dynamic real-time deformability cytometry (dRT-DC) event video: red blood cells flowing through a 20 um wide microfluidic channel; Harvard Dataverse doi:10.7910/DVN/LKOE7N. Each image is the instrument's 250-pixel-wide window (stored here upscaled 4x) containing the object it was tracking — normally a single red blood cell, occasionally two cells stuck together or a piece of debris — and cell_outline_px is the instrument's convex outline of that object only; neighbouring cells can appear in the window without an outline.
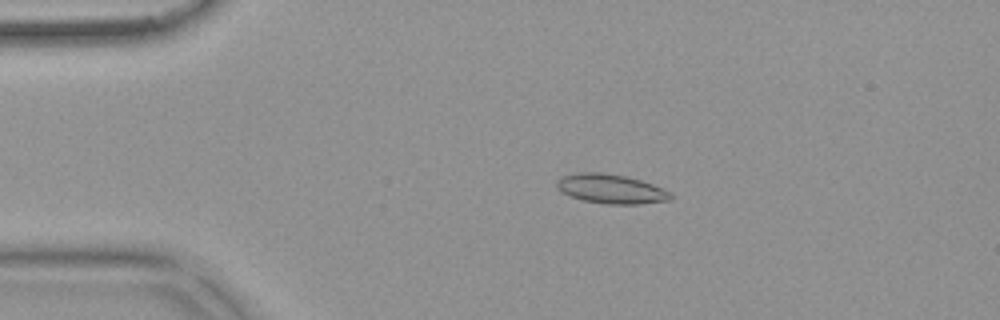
{"species": "common noctule bat (a hibernating species)", "species_latin": "Nyctalus noctula", "temperature_condition": "warm", "stored_images_in_passage": 54, "camera_frame_rate_fps": 3000, "um_per_image_px": 0.085, "animal": {"sex": "female", "body_mass_g": 18.4}, "frame": {"image": 1, "passage_image": 11, "time_ms": 3.333, "image_size_px": [1000, 320], "cell_outline_px": [[672, 200], [640, 204], [608, 204], [584, 200], [572, 196], [564, 192], [556, 184], [556, 180], [560, 176], [576, 172], [600, 172], [624, 176], [640, 180], [652, 184], [672, 192]], "centroid_in_image_um": [51.96, 16.05], "position_along_channel_um": 33.0, "area_um2": 19.36}}
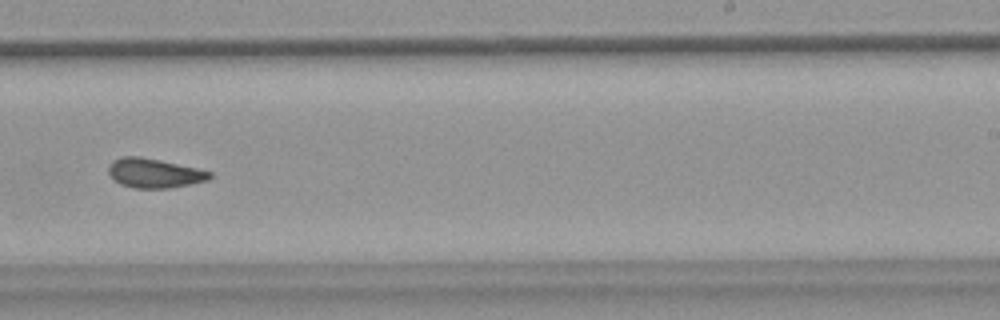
{"frame": {"image": 2, "passage_image": 34, "time_ms": 11.0, "image_size_px": [1000, 320], "cell_outline_px": [[212, 176], [208, 180], [192, 184], [168, 188], [132, 188], [120, 184], [108, 172], [108, 164], [112, 160], [120, 156], [140, 156], [160, 160], [196, 168], [212, 172]], "centroid_in_image_um": [13.09, 14.71], "position_along_channel_um": 275.9, "area_um2": 17.4}}
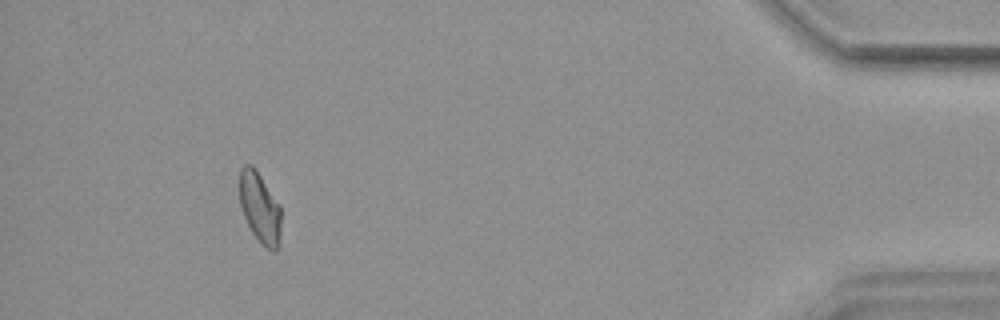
{"frame": {"image": 3, "passage_image": 50, "time_ms": 16.333, "image_size_px": [1000, 320], "cell_outline_px": [[280, 244], [276, 252], [272, 252], [260, 244], [252, 232], [244, 216], [240, 204], [240, 168], [244, 164], [252, 164], [256, 168], [280, 204]], "centroid_in_image_um": [22.1, 17.67], "position_along_channel_um": 413.1, "area_um2": 17.4}, "authors_computed_cell_mechanics": {"area_um2": 17.5712, "velocity_mm_per_s": 3.7426, "shape_relaxation_time_tau1_ms": null, "shape_relaxation_time_tau2_ms": 3.8381, "deformation_change_tau1": null, "deformation_change_tau2": 0.0966}}